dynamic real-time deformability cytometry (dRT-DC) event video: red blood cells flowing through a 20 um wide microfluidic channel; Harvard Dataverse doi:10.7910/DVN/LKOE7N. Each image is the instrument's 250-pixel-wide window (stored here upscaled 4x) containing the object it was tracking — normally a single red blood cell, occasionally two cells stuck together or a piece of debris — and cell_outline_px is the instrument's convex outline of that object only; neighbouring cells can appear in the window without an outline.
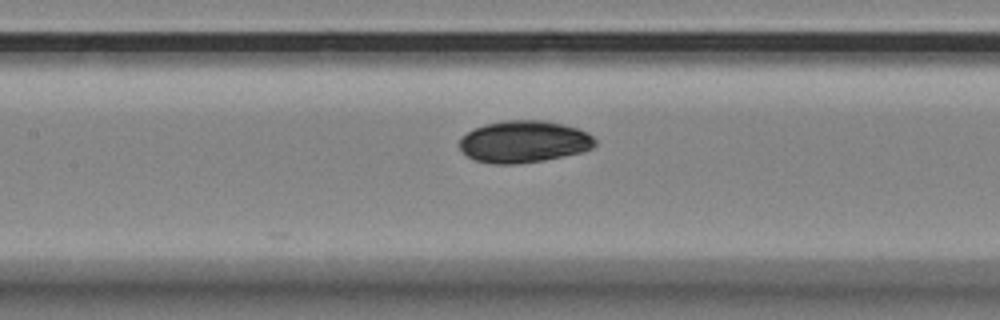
{"species": "Egyptian fruit bat (a non-hibernating species)", "species_latin": "Rousettus aegyptiacus", "temperature_condition": "room temperature", "stored_images_in_passage": 7, "segment_of_instrument_passage": [2, 2], "camera_frame_rate_fps": 3000, "um_per_image_px": 0.085, "animal": {"sex": "female"}, "frame": {"image": 1, "passage_image": 7, "time_ms": 7.0, "image_size_px": [1000, 320], "cell_outline_px": [[596, 144], [592, 148], [584, 152], [544, 160], [512, 164], [492, 164], [476, 160], [468, 156], [460, 148], [460, 136], [484, 124], [504, 120], [544, 120], [564, 124], [588, 132], [596, 140]], "centroid_in_image_um": [44.56, 12.03], "position_along_channel_um": 162.8, "area_um2": 33.23}}